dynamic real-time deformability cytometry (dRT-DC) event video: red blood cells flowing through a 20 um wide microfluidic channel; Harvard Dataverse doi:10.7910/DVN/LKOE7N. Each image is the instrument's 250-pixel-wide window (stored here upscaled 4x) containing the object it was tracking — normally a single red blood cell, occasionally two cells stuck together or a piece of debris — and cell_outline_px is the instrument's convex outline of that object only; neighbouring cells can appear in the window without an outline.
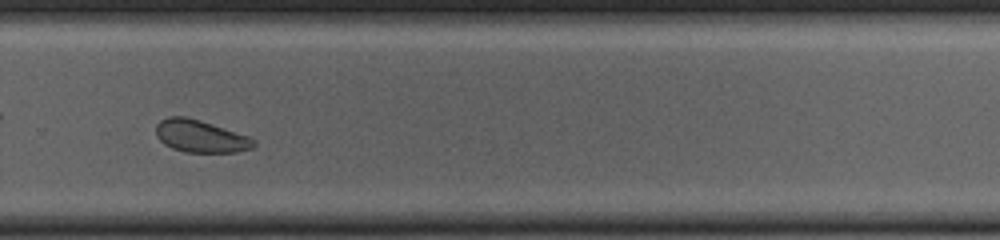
{"species": "common noctule bat (a hibernating species)", "species_latin": "Nyctalus noctula", "temperature_condition": "cold", "stored_images_in_passage": 41, "camera_frame_rate_fps": 3000, "um_per_image_px": 0.085, "animal": {"sex": "female", "body_mass_g": 23.0, "forearm_length_mm": 53.4}, "frame": {"image": 1, "passage_image": 24, "time_ms": 7.667, "image_size_px": [1000, 240], "cell_outline_px": [[256, 144], [252, 148], [236, 152], [184, 152], [172, 148], [164, 144], [156, 136], [156, 124], [160, 120], [168, 116], [184, 116], [200, 120], [252, 136], [256, 140]], "centroid_in_image_um": [17.07, 11.57], "position_along_channel_um": 312.7, "area_um2": 18.73}}